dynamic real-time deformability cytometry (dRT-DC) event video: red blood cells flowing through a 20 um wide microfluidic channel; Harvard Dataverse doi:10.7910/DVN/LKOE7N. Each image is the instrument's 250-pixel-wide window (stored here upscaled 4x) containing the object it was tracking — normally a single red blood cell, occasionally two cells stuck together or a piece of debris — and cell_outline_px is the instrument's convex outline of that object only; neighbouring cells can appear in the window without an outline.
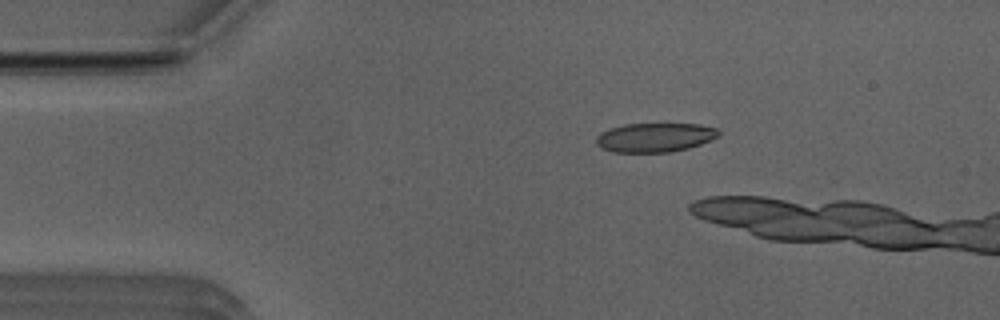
{"species": "Egyptian fruit bat (a non-hibernating species)", "species_latin": "Rousettus aegyptiacus", "temperature_condition": "room temperature", "stored_images_in_passage": 19, "camera_frame_rate_fps": 3000, "um_per_image_px": 0.085, "animal": {"sex": "male"}, "frame": {"image": 1, "passage_image": 9, "time_ms": 2.667, "image_size_px": [1000, 320], "cell_outline_px": [[720, 136], [700, 144], [688, 148], [672, 152], [612, 152], [600, 148], [596, 144], [596, 136], [600, 132], [624, 124], [700, 124], [716, 128], [720, 132]], "centroid_in_image_um": [55.65, 11.69], "position_along_channel_um": 29.3, "area_um2": 20.87}}